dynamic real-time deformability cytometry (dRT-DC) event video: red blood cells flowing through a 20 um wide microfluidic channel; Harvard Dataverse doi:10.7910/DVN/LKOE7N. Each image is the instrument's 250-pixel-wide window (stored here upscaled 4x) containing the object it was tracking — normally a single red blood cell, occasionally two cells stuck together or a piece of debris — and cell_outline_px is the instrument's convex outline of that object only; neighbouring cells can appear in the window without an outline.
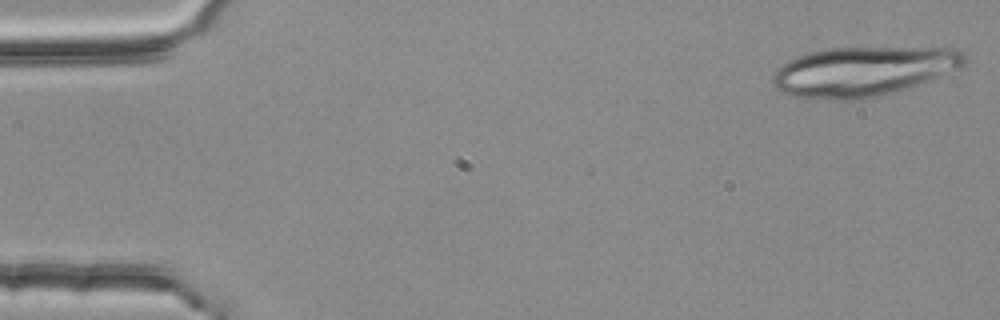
{"species": "common noctule bat (a hibernating species)", "species_latin": "Nyctalus noctula", "temperature_condition": "room temperature", "stored_images_in_passage": 5, "camera_frame_rate_fps": 3000, "um_per_image_px": 0.085, "animal": {"sex": "female", "body_mass_g": 25.1}, "frame": {"image": 1, "passage_image": 1, "time_ms": 0.0, "image_size_px": [1000, 320], "cell_outline_px": [[968, 60], [960, 68], [908, 88], [896, 92], [856, 100], [816, 100], [788, 96], [780, 92], [772, 84], [772, 76], [776, 68], [788, 60], [808, 52], [828, 48], [960, 48], [968, 56]], "centroid_in_image_um": [73.33, 6.08], "position_along_channel_um": 11.7, "area_um2": 56.07}}